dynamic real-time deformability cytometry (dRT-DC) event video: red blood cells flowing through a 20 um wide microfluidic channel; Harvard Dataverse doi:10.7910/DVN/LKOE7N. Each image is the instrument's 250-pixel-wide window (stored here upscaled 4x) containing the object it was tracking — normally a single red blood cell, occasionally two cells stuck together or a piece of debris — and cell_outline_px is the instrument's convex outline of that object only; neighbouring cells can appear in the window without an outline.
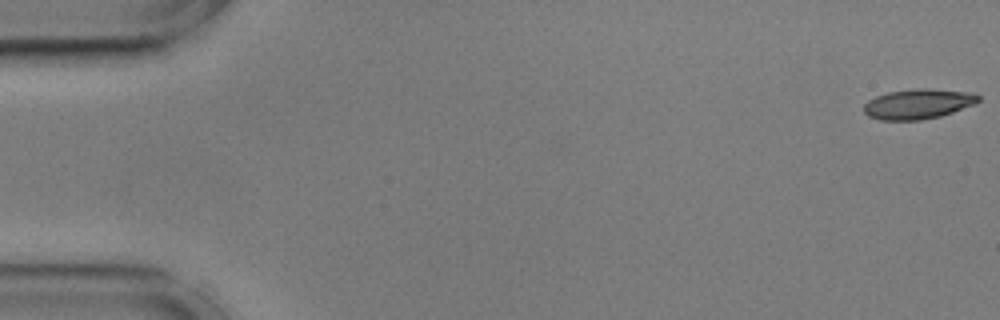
{"species": "common noctule bat (a hibernating species)", "species_latin": "Nyctalus noctula", "temperature_condition": "cold", "stored_images_in_passage": 56, "camera_frame_rate_fps": 3000, "um_per_image_px": 0.085, "animal": {"sex": "male", "body_mass_g": 17.9, "forearm_length_mm": 54.2}, "frame": {"image": 1, "passage_image": 1, "time_ms": 0.0, "image_size_px": [1000, 320], "cell_outline_px": [[980, 100], [976, 104], [940, 116], [920, 120], [880, 120], [868, 116], [864, 112], [864, 104], [868, 100], [876, 96], [888, 92], [916, 88], [928, 88], [972, 92], [980, 96]], "centroid_in_image_um": [78.05, 8.83], "position_along_channel_um": 6.9, "area_um2": 20.17}}
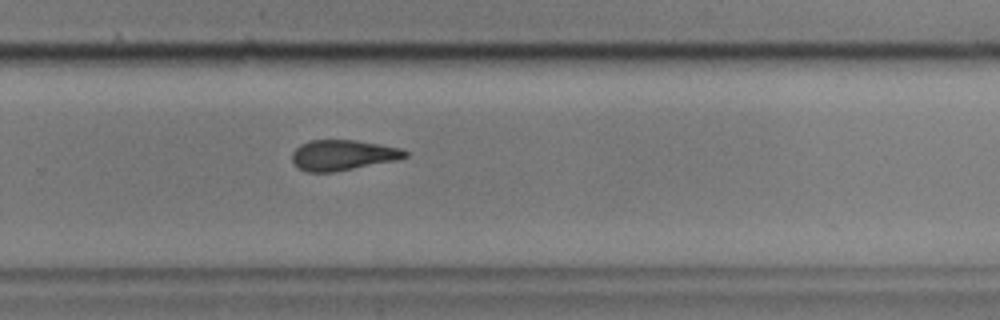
{"frame": {"image": 2, "passage_image": 37, "time_ms": 12.0, "image_size_px": [1000, 320], "cell_outline_px": [[408, 156], [400, 160], [332, 172], [308, 172], [300, 168], [292, 160], [292, 152], [300, 144], [312, 140], [356, 140], [380, 144], [400, 148], [408, 152]], "centroid_in_image_um": [29.18, 13.18], "position_along_channel_um": 300.6, "area_um2": 20.06}}
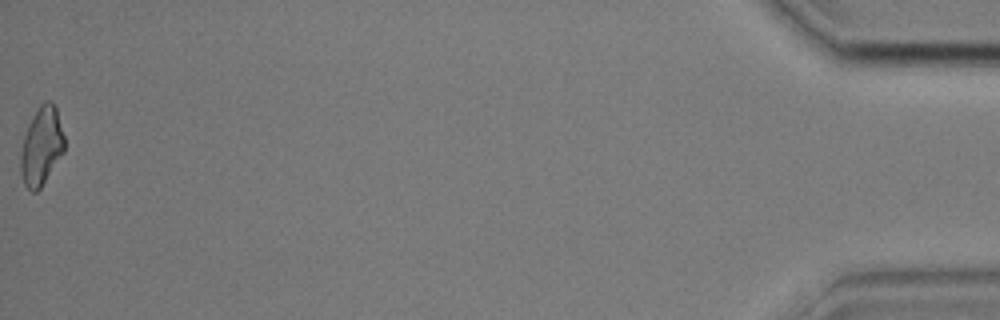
{"frame": {"image": 3, "passage_image": 56, "time_ms": 18.333, "image_size_px": [1000, 320], "cell_outline_px": [[64, 152], [40, 188], [36, 192], [32, 192], [24, 184], [20, 172], [20, 152], [24, 136], [28, 124], [40, 104], [44, 100], [52, 100], [56, 108], [64, 136]], "centroid_in_image_um": [3.51, 12.41], "position_along_channel_um": 431.7, "area_um2": 19.94}, "authors_computed_cell_mechanics": {"area_um2": 20.3456, "velocity_mm_per_s": 3.5974, "shape_relaxation_time_tau1_ms": null, "shape_relaxation_time_tau2_ms": 3.0352, "deformation_change_tau1": null, "deformation_change_tau2": 0.1073}}